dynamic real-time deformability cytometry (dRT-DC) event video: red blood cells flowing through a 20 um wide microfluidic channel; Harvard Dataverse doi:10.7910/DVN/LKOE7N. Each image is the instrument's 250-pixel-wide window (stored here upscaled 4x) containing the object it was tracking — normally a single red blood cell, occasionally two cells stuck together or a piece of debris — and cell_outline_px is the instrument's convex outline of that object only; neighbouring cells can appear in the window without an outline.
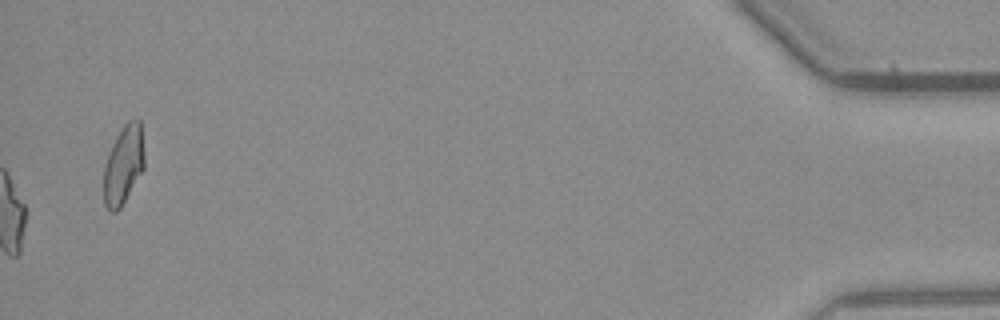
{"species": "common noctule bat (a hibernating species)", "species_latin": "Nyctalus noctula", "temperature_condition": "warm", "stored_images_in_passage": 42, "camera_frame_rate_fps": 3000, "um_per_image_px": 0.085, "animal": {"sex": "male", "body_mass_g": 23.1, "forearm_length_mm": 52.7}, "frame": {"image": 1, "passage_image": 42, "time_ms": 13.667, "image_size_px": [1000, 320], "cell_outline_px": [[144, 168], [120, 208], [116, 212], [112, 212], [104, 204], [104, 168], [108, 152], [116, 136], [124, 124], [128, 120], [140, 120], [144, 156]], "centroid_in_image_um": [10.49, 14.01], "position_along_channel_um": 424.7, "area_um2": 18.44}}